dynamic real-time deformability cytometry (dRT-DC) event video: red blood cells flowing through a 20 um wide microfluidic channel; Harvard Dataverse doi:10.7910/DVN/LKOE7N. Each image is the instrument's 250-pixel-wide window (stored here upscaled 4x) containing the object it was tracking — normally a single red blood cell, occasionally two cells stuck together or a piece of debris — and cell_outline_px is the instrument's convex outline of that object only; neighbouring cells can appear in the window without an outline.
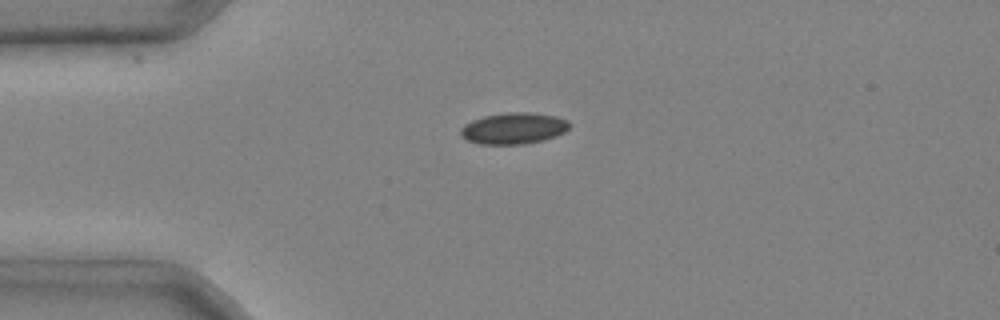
{"species": "common noctule bat (a hibernating species)", "species_latin": "Nyctalus noctula", "temperature_condition": "cold", "stored_images_in_passage": 4, "camera_frame_rate_fps": 3000, "um_per_image_px": 0.085, "animal": {"sex": "male", "body_mass_g": 20.4}, "frame": {"image": 1, "passage_image": 2, "time_ms": 0.333, "image_size_px": [1000, 320], "cell_outline_px": [[572, 124], [564, 132], [556, 136], [544, 140], [524, 144], [480, 144], [468, 140], [460, 136], [460, 128], [464, 124], [472, 120], [484, 116], [508, 112], [528, 112], [556, 116], [568, 120]], "centroid_in_image_um": [43.66, 10.91], "position_along_channel_um": 41.3, "area_um2": 20.0}}